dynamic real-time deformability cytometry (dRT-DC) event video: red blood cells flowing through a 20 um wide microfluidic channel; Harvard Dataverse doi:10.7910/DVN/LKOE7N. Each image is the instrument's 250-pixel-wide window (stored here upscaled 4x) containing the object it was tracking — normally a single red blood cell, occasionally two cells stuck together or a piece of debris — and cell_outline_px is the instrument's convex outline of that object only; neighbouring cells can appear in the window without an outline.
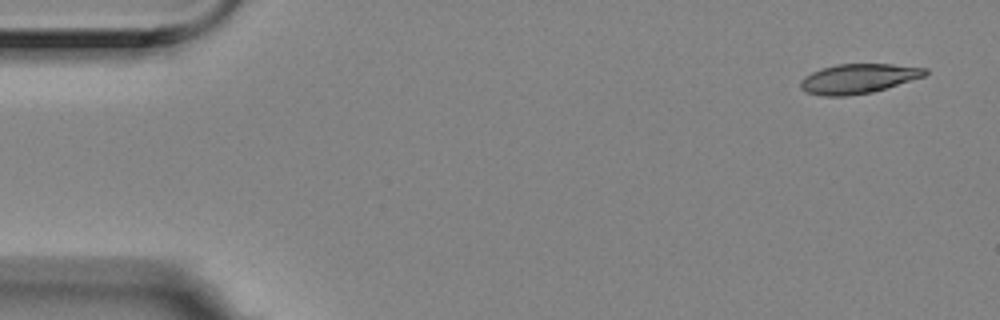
{"species": "Egyptian fruit bat (a non-hibernating species)", "species_latin": "Rousettus aegyptiacus", "temperature_condition": "room temperature", "stored_images_in_passage": 5, "camera_frame_rate_fps": 3000, "um_per_image_px": 0.085, "animal": {"sex": "female"}, "frame": {"image": 1, "passage_image": 1, "time_ms": 0.0, "image_size_px": [1000, 320], "cell_outline_px": [[928, 72], [924, 76], [872, 92], [844, 96], [824, 96], [804, 92], [800, 88], [800, 80], [804, 76], [820, 68], [836, 64], [892, 64], [928, 68]], "centroid_in_image_um": [72.9, 6.68], "position_along_channel_um": 12.1, "area_um2": 21.5}}
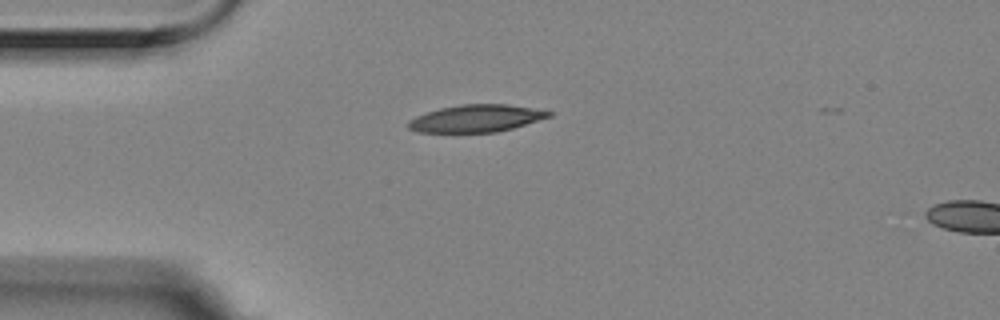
{"frame": {"image": 2, "passage_image": 4, "time_ms": 1.0, "image_size_px": [1000, 320], "cell_outline_px": [[552, 116], [512, 128], [496, 132], [420, 132], [408, 128], [408, 120], [416, 116], [440, 108], [460, 104], [508, 104], [532, 108], [552, 112]], "centroid_in_image_um": [40.47, 10.06], "position_along_channel_um": 44.5, "area_um2": 22.14}}